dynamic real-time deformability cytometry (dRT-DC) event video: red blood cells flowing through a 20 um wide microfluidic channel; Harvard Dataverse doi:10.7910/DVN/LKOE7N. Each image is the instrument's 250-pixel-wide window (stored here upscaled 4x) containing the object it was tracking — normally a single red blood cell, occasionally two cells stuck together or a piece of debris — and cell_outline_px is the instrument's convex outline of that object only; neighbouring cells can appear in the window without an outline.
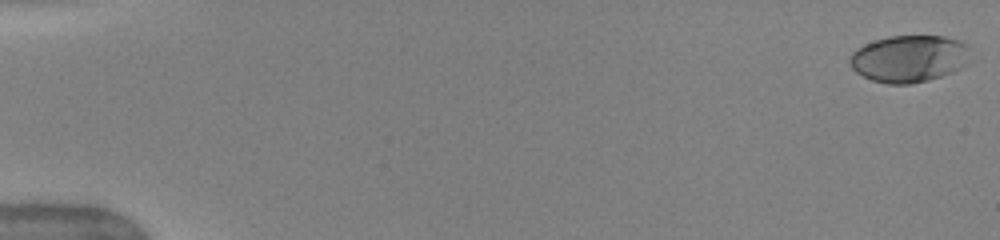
{"species": "human", "species_latin": "Homo sapiens", "temperature_condition": "warm", "stored_images_in_passage": 51, "camera_frame_rate_fps": 3000, "um_per_image_px": 0.085, "donor": {"sex": "female"}, "frame": {"image": 1, "passage_image": 1, "time_ms": 0.0, "image_size_px": [1000, 240], "cell_outline_px": [[968, 48], [960, 68], [952, 72], [928, 80], [912, 84], [888, 84], [872, 80], [856, 72], [852, 68], [848, 60], [852, 52], [856, 48], [864, 44], [888, 36], [944, 36], [960, 40], [968, 44]], "centroid_in_image_um": [77.2, 4.98], "position_along_channel_um": 7.8, "area_um2": 32.71}}
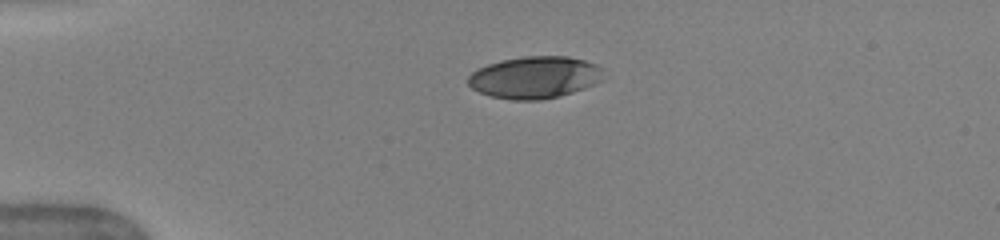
{"frame": {"image": 2, "passage_image": 13, "time_ms": 4.0, "image_size_px": [1000, 240], "cell_outline_px": [[604, 80], [584, 88], [560, 96], [540, 100], [512, 100], [492, 96], [480, 92], [472, 88], [468, 84], [468, 76], [472, 72], [488, 64], [504, 60], [524, 56], [568, 56], [584, 60], [596, 64], [604, 68]], "centroid_in_image_um": [45.51, 6.57], "position_along_channel_um": 39.5, "area_um2": 33.23}}
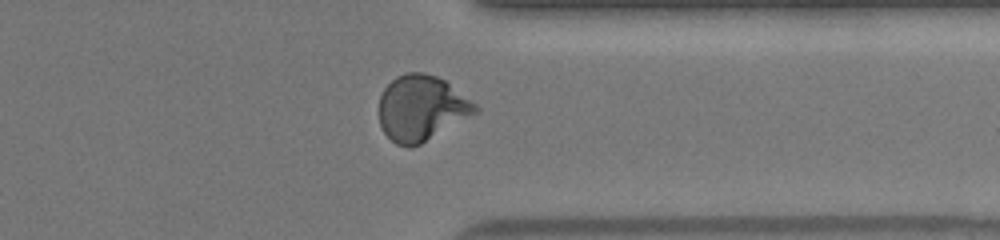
{"frame": {"image": 3, "passage_image": 41, "time_ms": 13.333, "image_size_px": [1000, 240], "cell_outline_px": [[480, 112], [420, 144], [396, 144], [384, 132], [380, 124], [380, 96], [384, 88], [396, 76], [408, 72], [424, 72], [436, 76], [444, 80], [476, 104], [480, 108]], "centroid_in_image_um": [35.85, 9.16], "position_along_channel_um": 375.6, "area_um2": 36.36}, "authors_computed_cell_mechanics": {"area_um2": 34.7956, "velocity_mm_per_s": 4.0516, "shape_relaxation_time_tau1_ms": 3.5229, "shape_relaxation_time_tau2_ms": 0.5963, "deformation_change_tau1": 0.198, "deformation_change_tau2": 0.0499}}